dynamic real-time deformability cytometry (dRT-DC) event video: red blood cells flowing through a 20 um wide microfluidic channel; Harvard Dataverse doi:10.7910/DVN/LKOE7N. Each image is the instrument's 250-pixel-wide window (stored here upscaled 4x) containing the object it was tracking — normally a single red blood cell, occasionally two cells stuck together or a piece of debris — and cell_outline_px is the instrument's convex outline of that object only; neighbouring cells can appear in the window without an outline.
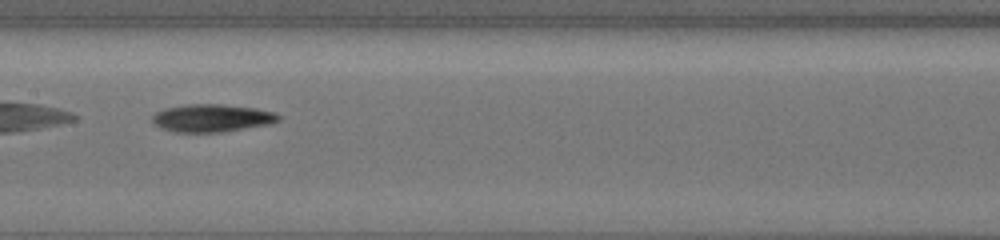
{"species": "common noctule bat (a hibernating species)", "species_latin": "Nyctalus noctula", "temperature_condition": "cold", "stored_images_in_passage": 32, "camera_frame_rate_fps": 3000, "um_per_image_px": 0.085, "animal": {"sex": "female", "body_mass_g": 19.5, "forearm_length_mm": 54.1}, "frame": {"image": 1, "passage_image": 18, "time_ms": 3.333, "image_size_px": [1000, 240], "cell_outline_px": [[280, 120], [264, 124], [220, 132], [176, 132], [164, 128], [156, 124], [152, 120], [152, 116], [156, 112], [168, 108], [188, 104], [216, 104], [256, 108], [276, 112], [280, 116]], "centroid_in_image_um": [18.01, 10.02], "position_along_channel_um": 189.4, "area_um2": 19.83}}